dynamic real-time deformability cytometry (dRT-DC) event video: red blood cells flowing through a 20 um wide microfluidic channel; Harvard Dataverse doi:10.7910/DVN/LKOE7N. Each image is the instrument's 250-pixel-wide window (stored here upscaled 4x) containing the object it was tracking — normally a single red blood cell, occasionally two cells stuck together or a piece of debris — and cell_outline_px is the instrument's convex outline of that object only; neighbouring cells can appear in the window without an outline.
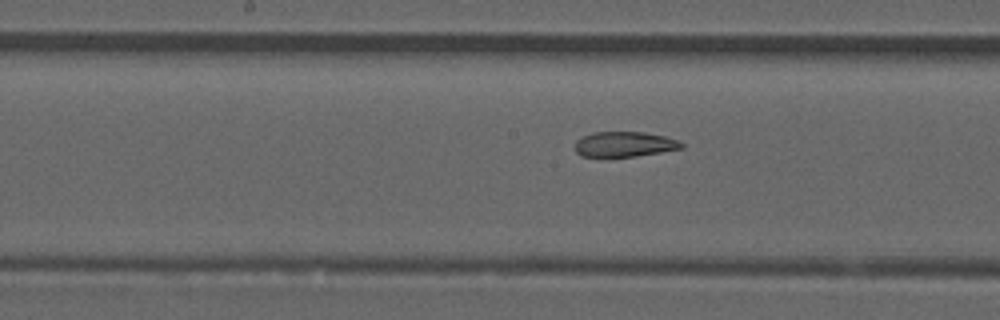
{"species": "common noctule bat (a hibernating species)", "species_latin": "Nyctalus noctula", "temperature_condition": "room temperature", "stored_images_in_passage": 49, "segment_of_instrument_passage": [2, 2], "camera_frame_rate_fps": 3000, "um_per_image_px": 0.085, "animal": {"sex": "male", "forearm_length_mm": 52.5}, "frame": {"image": 1, "passage_image": 23, "time_ms": 7.333, "image_size_px": [1000, 320], "cell_outline_px": [[684, 148], [636, 156], [580, 156], [576, 152], [576, 140], [592, 132], [644, 132], [664, 136], [676, 140], [684, 144]], "centroid_in_image_um": [53.08, 12.25], "position_along_channel_um": 195.1, "area_um2": 15.43}}
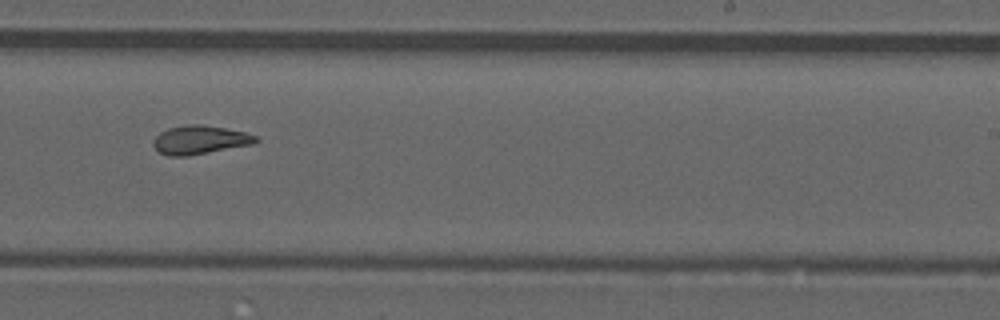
{"frame": {"image": 2, "passage_image": 29, "time_ms": 9.333, "image_size_px": [1000, 320], "cell_outline_px": [[260, 140], [256, 144], [188, 156], [168, 156], [160, 152], [152, 144], [152, 140], [160, 132], [168, 128], [188, 124], [200, 124], [224, 128], [244, 132], [256, 136]], "centroid_in_image_um": [17.0, 11.89], "position_along_channel_um": 272.0, "area_um2": 17.22}}
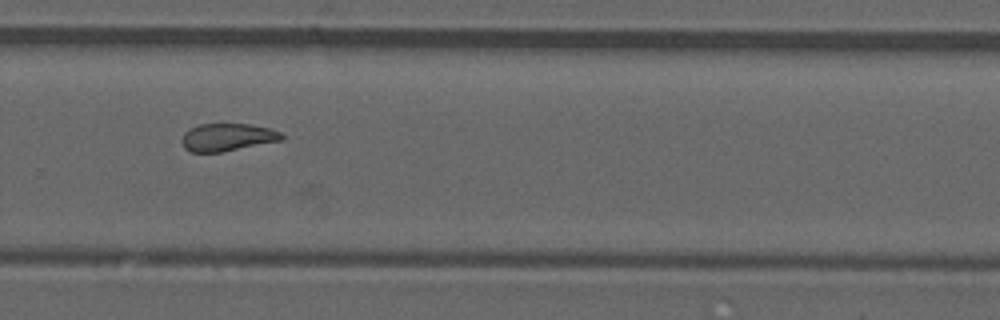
{"frame": {"image": 3, "passage_image": 32, "time_ms": 10.333, "image_size_px": [1000, 320], "cell_outline_px": [[284, 140], [220, 152], [192, 152], [184, 148], [180, 140], [184, 132], [200, 124], [248, 124], [268, 128], [280, 132], [284, 136]], "centroid_in_image_um": [19.32, 11.67], "position_along_channel_um": 310.5, "area_um2": 16.01}}